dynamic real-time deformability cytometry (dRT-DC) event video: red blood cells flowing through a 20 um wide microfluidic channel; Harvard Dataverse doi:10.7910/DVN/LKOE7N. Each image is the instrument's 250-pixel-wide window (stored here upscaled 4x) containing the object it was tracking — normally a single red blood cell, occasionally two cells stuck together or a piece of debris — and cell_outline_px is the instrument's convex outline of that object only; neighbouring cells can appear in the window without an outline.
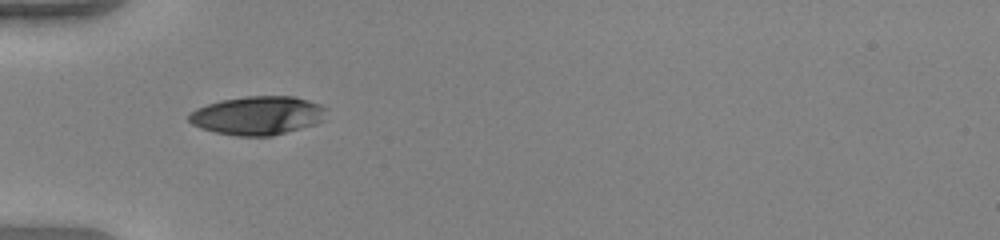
{"species": "human", "species_latin": "Homo sapiens", "temperature_condition": "warm", "stored_images_in_passage": 36, "camera_frame_rate_fps": 3000, "um_per_image_px": 0.085, "donor": {"sex": "female"}, "frame": {"image": 1, "passage_image": 1, "time_ms": 0.0, "image_size_px": [1000, 240], "cell_outline_px": [[328, 108], [324, 120], [316, 124], [272, 136], [236, 136], [216, 132], [200, 128], [192, 124], [188, 120], [188, 116], [196, 108], [220, 100], [244, 96], [296, 96], [320, 104]], "centroid_in_image_um": [21.93, 9.81], "position_along_channel_um": 63.1, "area_um2": 31.21}}
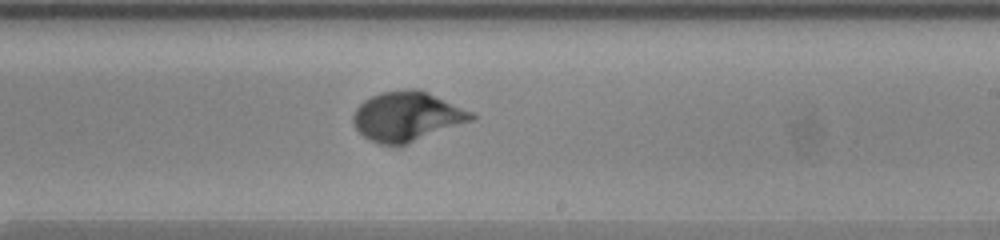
{"frame": {"image": 2, "passage_image": 16, "time_ms": 5.0, "image_size_px": [1000, 240], "cell_outline_px": [[476, 116], [472, 120], [400, 148], [396, 148], [380, 144], [368, 140], [356, 128], [352, 120], [352, 116], [356, 108], [364, 100], [380, 92], [408, 88], [420, 88], [472, 112]], "centroid_in_image_um": [34.57, 9.92], "position_along_channel_um": 254.4, "area_um2": 34.74}}
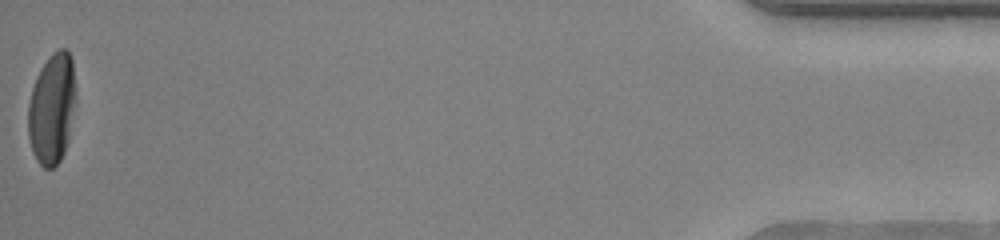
{"frame": {"image": 3, "passage_image": 36, "time_ms": 11.667, "image_size_px": [1000, 240], "cell_outline_px": [[76, 100], [68, 140], [64, 152], [60, 160], [52, 168], [44, 168], [36, 160], [32, 152], [28, 136], [28, 104], [32, 88], [36, 76], [40, 68], [52, 52], [60, 48], [64, 48], [68, 52], [72, 60], [76, 96]], "centroid_in_image_um": [4.41, 9.23], "position_along_channel_um": 430.8, "area_um2": 30.98}, "authors_computed_cell_mechanics": {"area_um2": 32.6859, "velocity_mm_per_s": 3.927, "shape_relaxation_time_tau1_ms": 2.8531, "shape_relaxation_time_tau2_ms": null, "deformation_change_tau1": 0.1978, "deformation_change_tau2": null}}